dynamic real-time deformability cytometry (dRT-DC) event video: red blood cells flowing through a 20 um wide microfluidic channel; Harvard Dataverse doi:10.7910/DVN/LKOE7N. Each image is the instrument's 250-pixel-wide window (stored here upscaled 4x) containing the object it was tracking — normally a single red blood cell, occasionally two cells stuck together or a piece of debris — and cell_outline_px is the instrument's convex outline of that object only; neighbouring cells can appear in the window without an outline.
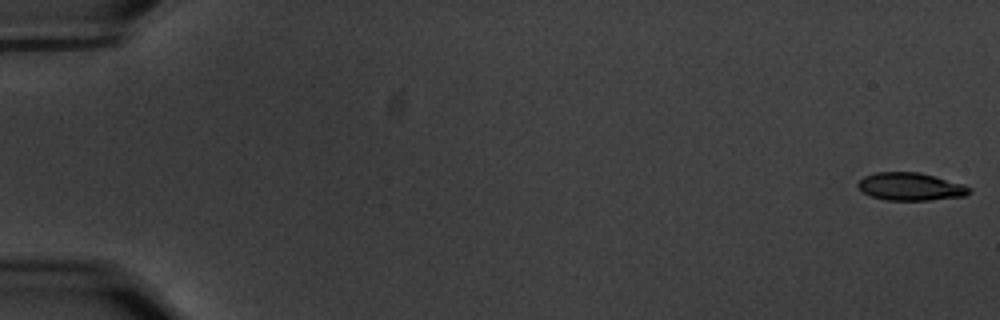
{"species": "common noctule bat (a hibernating species)", "species_latin": "Nyctalus noctula", "temperature_condition": "warm", "stored_images_in_passage": 58, "camera_frame_rate_fps": 3000, "um_per_image_px": 0.085, "animal": {"sex": "male", "body_mass_g": 20.1, "forearm_length_mm": 53.5}, "frame": {"image": 1, "passage_image": 1, "time_ms": 0.0, "image_size_px": [1000, 320], "cell_outline_px": [[972, 192], [964, 196], [928, 200], [884, 200], [872, 196], [864, 192], [856, 184], [864, 176], [876, 172], [920, 172], [936, 176], [964, 184], [972, 188]], "centroid_in_image_um": [77.43, 15.85], "position_along_channel_um": 7.6, "area_um2": 18.09}}
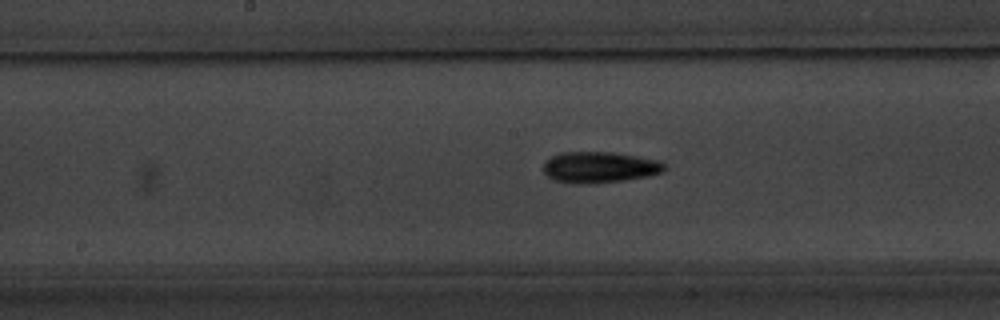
{"frame": {"image": 2, "passage_image": 31, "time_ms": 10.0, "image_size_px": [1000, 320], "cell_outline_px": [[668, 168], [660, 172], [648, 176], [624, 180], [556, 180], [548, 176], [544, 172], [544, 160], [560, 152], [612, 152], [660, 160]], "centroid_in_image_um": [51.02, 14.14], "position_along_channel_um": 197.2, "area_um2": 20.81}}
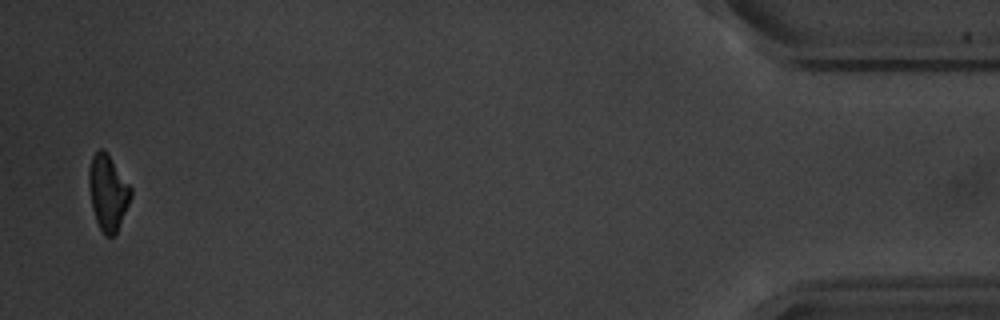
{"frame": {"image": 3, "passage_image": 57, "time_ms": 18.667, "image_size_px": [1000, 320], "cell_outline_px": [[132, 196], [116, 232], [112, 236], [104, 236], [96, 220], [92, 208], [88, 188], [88, 168], [92, 156], [100, 148], [104, 148], [132, 188]], "centroid_in_image_um": [9.15, 16.33], "position_along_channel_um": 426.0, "area_um2": 18.5}, "authors_computed_cell_mechanics": {"area_um2": 19.5364, "velocity_mm_per_s": 3.5528, "shape_relaxation_time_tau1_ms": 4.556, "shape_relaxation_time_tau2_ms": null, "deformation_change_tau1": 0.1526, "deformation_change_tau2": null}}